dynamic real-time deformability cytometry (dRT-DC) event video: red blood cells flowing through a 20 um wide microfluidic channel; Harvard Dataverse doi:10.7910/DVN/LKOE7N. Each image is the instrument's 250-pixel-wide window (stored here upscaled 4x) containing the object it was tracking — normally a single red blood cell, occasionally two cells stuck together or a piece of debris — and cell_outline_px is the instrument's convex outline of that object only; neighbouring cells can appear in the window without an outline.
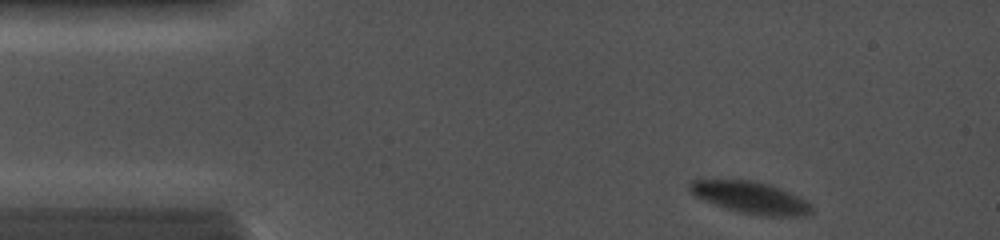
{"species": "common noctule bat (a hibernating species)", "species_latin": "Nyctalus noctula", "temperature_condition": "cold", "stored_images_in_passage": 21, "camera_frame_rate_fps": 5000, "um_per_image_px": 0.085, "animal": {"sex": "female", "body_mass_g": 19.0, "forearm_length_mm": 56.7}, "frame": {"image": 1, "passage_image": 1, "time_ms": 0.0, "image_size_px": [1000, 240], "cell_outline_px": [[812, 216], [760, 216], [736, 212], [724, 208], [704, 200], [696, 196], [688, 188], [688, 184], [692, 180], [748, 180], [768, 184], [808, 200], [812, 204]], "centroid_in_image_um": [63.84, 16.82], "position_along_channel_um": 21.2, "area_um2": 22.77}}
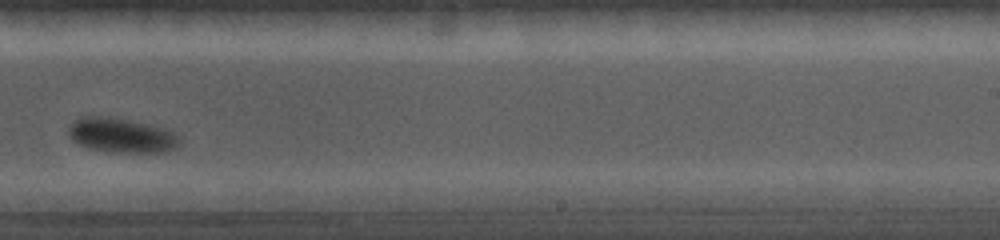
{"frame": {"image": 2, "passage_image": 15, "time_ms": 7.8, "image_size_px": [1000, 240], "cell_outline_px": [[180, 148], [164, 152], [108, 152], [88, 148], [76, 144], [72, 140], [68, 132], [68, 128], [76, 120], [84, 116], [112, 116], [148, 124], [164, 128], [172, 132], [180, 140]], "centroid_in_image_um": [10.32, 11.51], "position_along_channel_um": 278.7, "area_um2": 22.6}}
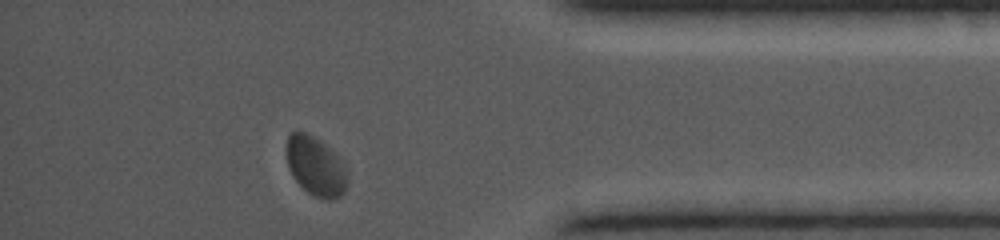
{"frame": {"image": 3, "passage_image": 21, "time_ms": 11.2, "image_size_px": [1000, 240], "cell_outline_px": [[348, 180], [344, 192], [340, 196], [332, 200], [324, 200], [308, 192], [296, 180], [288, 164], [288, 136], [296, 128], [320, 140], [344, 164], [348, 172]], "centroid_in_image_um": [26.87, 14.14], "position_along_channel_um": 408.3, "area_um2": 20.63}}